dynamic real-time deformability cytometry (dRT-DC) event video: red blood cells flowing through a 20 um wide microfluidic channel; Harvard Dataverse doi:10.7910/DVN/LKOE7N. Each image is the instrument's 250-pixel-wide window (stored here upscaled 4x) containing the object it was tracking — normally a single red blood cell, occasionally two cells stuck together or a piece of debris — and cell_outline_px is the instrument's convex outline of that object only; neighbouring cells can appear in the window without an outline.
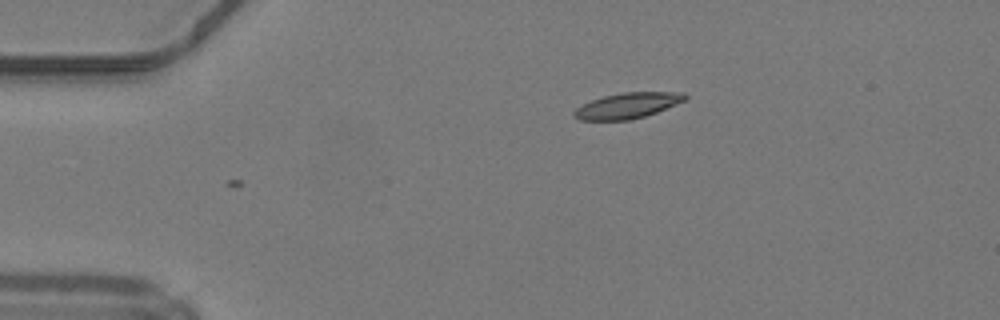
{"species": "common noctule bat (a hibernating species)", "species_latin": "Nyctalus noctula", "temperature_condition": "warm", "stored_images_in_passage": 31, "camera_frame_rate_fps": 3000, "um_per_image_px": 0.085, "animal": {"sex": "male", "body_mass_g": 19.2, "forearm_length_mm": 51.8}, "frame": {"image": 1, "passage_image": 1, "time_ms": 0.0, "image_size_px": [1000, 320], "cell_outline_px": [[688, 96], [684, 100], [656, 112], [644, 116], [628, 120], [580, 120], [572, 116], [572, 112], [576, 108], [592, 100], [604, 96], [624, 92], [684, 92]], "centroid_in_image_um": [53.3, 8.97], "position_along_channel_um": 31.7, "area_um2": 16.36}}
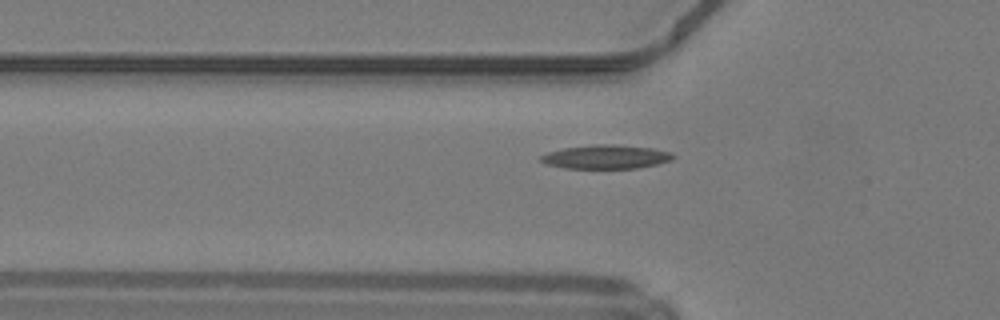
{"frame": {"image": 2, "passage_image": 8, "time_ms": 2.333, "image_size_px": [1000, 320], "cell_outline_px": [[676, 156], [672, 160], [656, 164], [636, 168], [564, 168], [548, 164], [540, 160], [540, 156], [548, 152], [564, 148], [592, 144], [612, 144], [652, 148], [672, 152]], "centroid_in_image_um": [51.53, 13.32], "position_along_channel_um": 74.3, "area_um2": 18.32}}
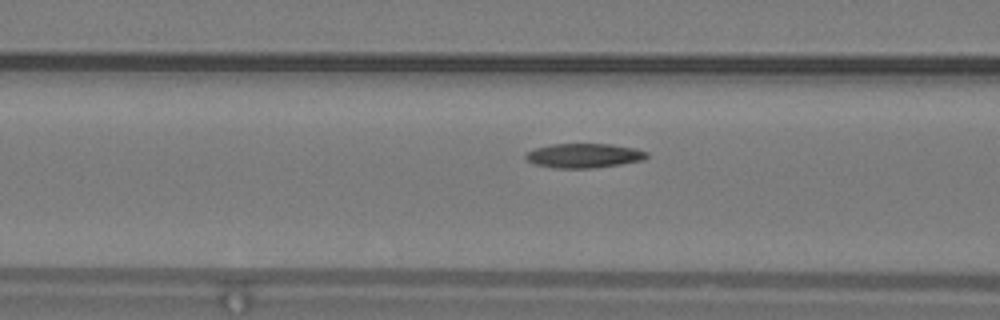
{"frame": {"image": 3, "passage_image": 11, "time_ms": 3.333, "image_size_px": [1000, 320], "cell_outline_px": [[648, 156], [644, 160], [620, 164], [592, 168], [552, 168], [532, 164], [524, 156], [528, 152], [536, 148], [552, 144], [612, 144], [636, 148], [648, 152]], "centroid_in_image_um": [49.65, 13.23], "position_along_channel_um": 117.0, "area_um2": 17.28}, "authors_computed_cell_mechanics": {"area_um2": 17.2244, "velocity_mm_per_s": 4.2106, "shape_relaxation_time_tau1_ms": 5.8556, "shape_relaxation_time_tau2_ms": 4.6458, "deformation_change_tau1": 0.1717, "deformation_change_tau2": 0.1231}}